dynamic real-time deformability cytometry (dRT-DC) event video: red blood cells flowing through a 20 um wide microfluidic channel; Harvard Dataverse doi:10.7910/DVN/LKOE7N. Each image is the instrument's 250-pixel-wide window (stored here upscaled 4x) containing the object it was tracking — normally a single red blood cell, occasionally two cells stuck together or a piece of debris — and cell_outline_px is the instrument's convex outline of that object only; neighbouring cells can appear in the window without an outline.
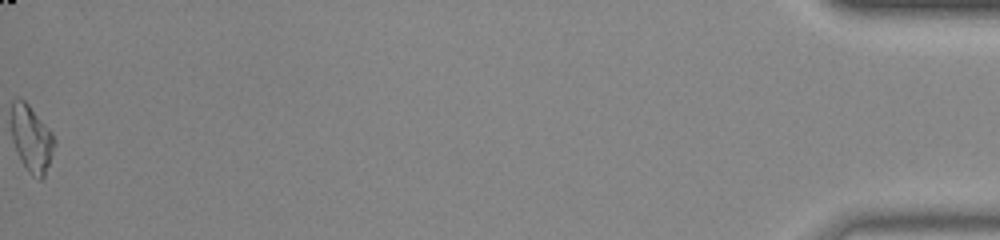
{"species": "common noctule bat (a hibernating species)", "species_latin": "Nyctalus noctula", "temperature_condition": "room temperature", "stored_images_in_passage": 40, "camera_frame_rate_fps": 3000, "um_per_image_px": 0.085, "animal": {"sex": "male", "body_mass_g": 20.0, "forearm_length_mm": 53.3}, "frame": {"image": 1, "passage_image": 40, "time_ms": 13.0, "image_size_px": [1000, 240], "cell_outline_px": [[56, 144], [44, 176], [40, 180], [32, 176], [20, 160], [16, 152], [12, 140], [12, 100], [24, 100], [28, 104], [52, 132], [56, 140]], "centroid_in_image_um": [2.69, 11.82], "position_along_channel_um": 432.5, "area_um2": 16.59}, "authors_computed_cell_mechanics": {"area_um2": 15.606, "velocity_mm_per_s": 3.8175, "shape_relaxation_time_tau1_ms": 3.2371, "shape_relaxation_time_tau2_ms": 1.832, "deformation_change_tau1": 0.1573, "deformation_change_tau2": 0.1004}}